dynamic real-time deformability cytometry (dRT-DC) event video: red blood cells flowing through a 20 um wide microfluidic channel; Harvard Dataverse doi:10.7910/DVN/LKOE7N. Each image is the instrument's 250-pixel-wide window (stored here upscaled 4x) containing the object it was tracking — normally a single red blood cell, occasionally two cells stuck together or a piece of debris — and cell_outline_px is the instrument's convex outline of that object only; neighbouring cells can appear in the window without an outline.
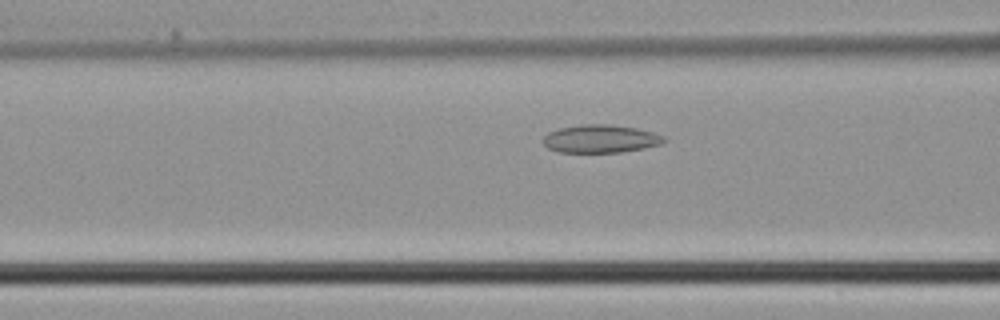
{"species": "common noctule bat (a hibernating species)", "species_latin": "Nyctalus noctula", "temperature_condition": "cold", "stored_images_in_passage": 4, "camera_frame_rate_fps": 3000, "um_per_image_px": 0.085, "animal": {"sex": "male", "body_mass_g": 21.5, "forearm_length_mm": 52.0}, "frame": {"image": 1, "passage_image": 4, "time_ms": 1.0, "image_size_px": [1000, 320], "cell_outline_px": [[668, 140], [660, 144], [644, 148], [620, 152], [560, 152], [548, 148], [544, 144], [544, 136], [548, 132], [560, 128], [580, 124], [608, 124], [636, 128], [652, 132], [664, 136]], "centroid_in_image_um": [51.05, 11.79], "position_along_channel_um": 115.5, "area_um2": 19.65}}